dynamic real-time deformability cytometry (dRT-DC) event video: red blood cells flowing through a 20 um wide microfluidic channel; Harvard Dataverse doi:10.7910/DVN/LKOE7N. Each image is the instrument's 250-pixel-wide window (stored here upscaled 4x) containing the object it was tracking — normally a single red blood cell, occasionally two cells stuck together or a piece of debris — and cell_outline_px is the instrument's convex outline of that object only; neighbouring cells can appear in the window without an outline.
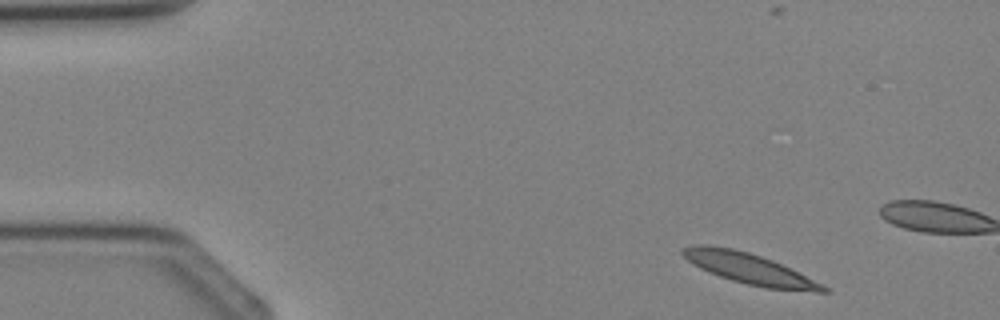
{"species": "Egyptian fruit bat (a non-hibernating species)", "species_latin": "Rousettus aegyptiacus", "temperature_condition": "cold", "stored_images_in_passage": 3, "camera_frame_rate_fps": 3000, "um_per_image_px": 0.085, "animal": {"sex": "female"}, "frame": {"image": 1, "passage_image": 1, "time_ms": 0.0, "image_size_px": [1000, 320], "cell_outline_px": [[832, 292], [816, 292], [764, 288], [732, 280], [708, 272], [692, 264], [680, 252], [680, 248], [700, 244], [704, 244], [732, 248], [748, 252], [772, 260], [828, 288]], "centroid_in_image_um": [63.62, 22.83], "position_along_channel_um": 21.4, "area_um2": 24.68}}